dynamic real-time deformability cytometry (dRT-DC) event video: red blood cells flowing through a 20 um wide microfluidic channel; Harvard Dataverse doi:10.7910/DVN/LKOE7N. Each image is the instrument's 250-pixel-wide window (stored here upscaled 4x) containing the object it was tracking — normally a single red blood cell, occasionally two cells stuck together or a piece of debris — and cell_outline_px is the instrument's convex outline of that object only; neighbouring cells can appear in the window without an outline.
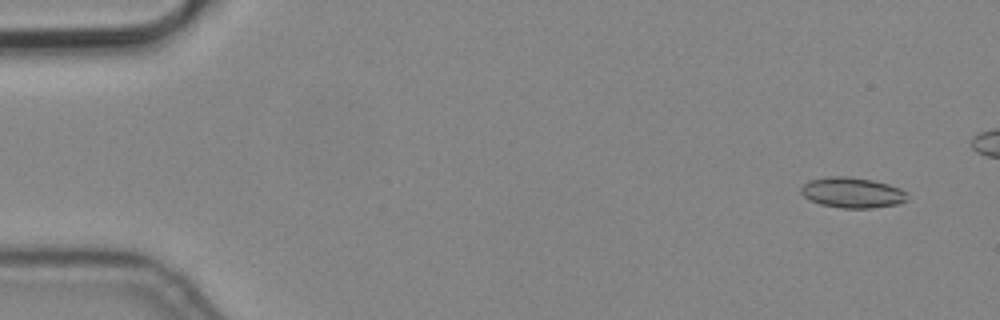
{"species": "common noctule bat (a hibernating species)", "species_latin": "Nyctalus noctula", "temperature_condition": "cold", "stored_images_in_passage": 9, "segment_of_instrument_passage": [1, 2], "camera_frame_rate_fps": 3000, "um_per_image_px": 0.085, "animal": {"sex": "male", "body_mass_g": 19.2, "forearm_length_mm": 51.8}, "frame": {"image": 1, "passage_image": 2, "time_ms": 0.333, "image_size_px": [1000, 320], "cell_outline_px": [[908, 200], [900, 204], [872, 208], [844, 208], [820, 204], [804, 196], [800, 192], [800, 188], [808, 180], [832, 176], [848, 176], [872, 180], [888, 184], [900, 188], [908, 196]], "centroid_in_image_um": [72.46, 16.37], "position_along_channel_um": 12.5, "area_um2": 18.9}}
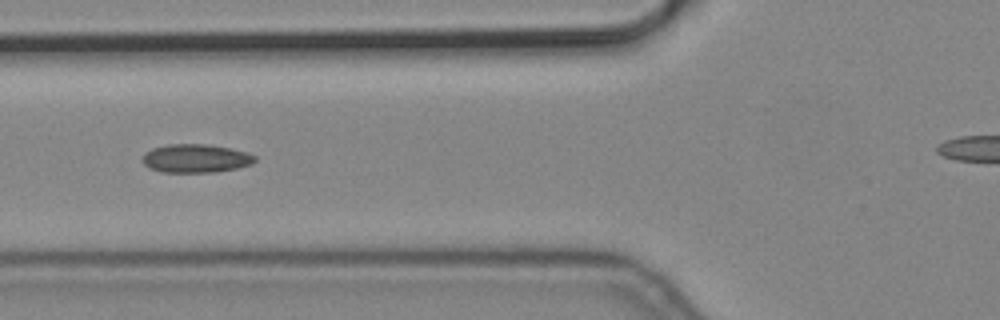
{"frame": {"image": 2, "passage_image": 7, "time_ms": 2.0, "image_size_px": [1000, 320], "cell_outline_px": [[256, 160], [252, 164], [236, 168], [216, 172], [160, 172], [148, 168], [144, 164], [144, 152], [152, 148], [168, 144], [208, 144], [232, 148], [248, 152], [256, 156]], "centroid_in_image_um": [16.66, 13.46], "position_along_channel_um": 109.1, "area_um2": 18.84}}
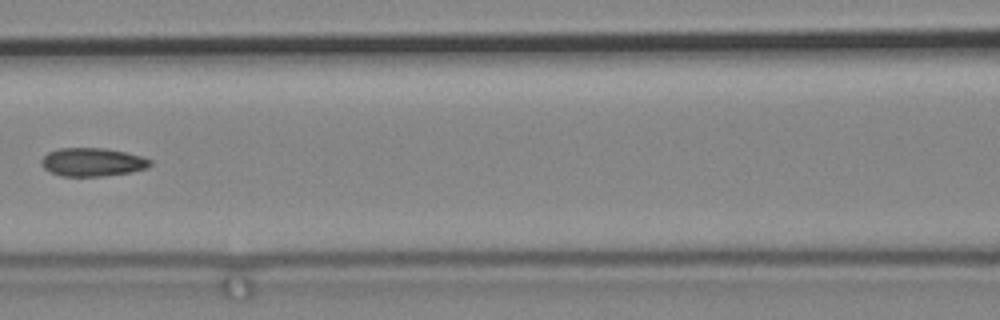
{"frame": {"image": 3, "passage_image": 8, "time_ms": 2.333, "image_size_px": [1000, 320], "cell_outline_px": [[152, 164], [148, 168], [132, 172], [104, 176], [60, 176], [44, 168], [40, 164], [40, 160], [48, 152], [60, 148], [104, 148], [124, 152], [140, 156], [152, 160]], "centroid_in_image_um": [7.86, 13.78], "position_along_channel_um": 158.7, "area_um2": 18.03}}